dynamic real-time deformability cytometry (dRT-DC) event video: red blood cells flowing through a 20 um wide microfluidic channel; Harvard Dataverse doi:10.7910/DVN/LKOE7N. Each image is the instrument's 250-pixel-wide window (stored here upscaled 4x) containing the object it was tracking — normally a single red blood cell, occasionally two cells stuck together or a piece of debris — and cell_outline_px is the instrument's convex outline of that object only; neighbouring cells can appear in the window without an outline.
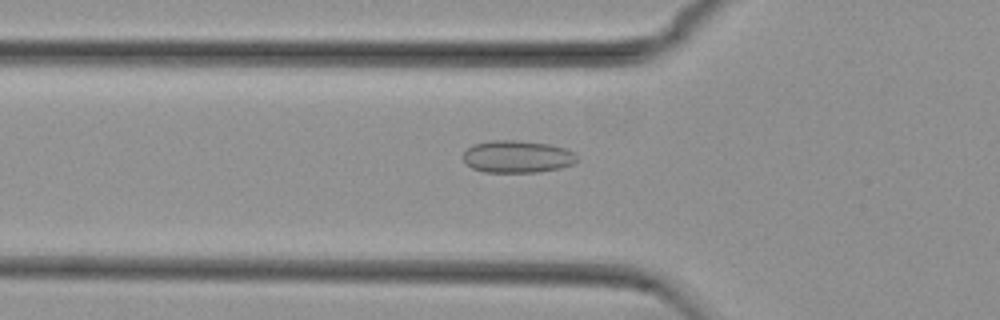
{"species": "common noctule bat (a hibernating species)", "species_latin": "Nyctalus noctula", "temperature_condition": "cold", "stored_images_in_passage": 44, "camera_frame_rate_fps": 3000, "um_per_image_px": 0.085, "animal": {"sex": "female", "body_mass_g": 29.2, "forearm_length_mm": 56.3}, "frame": {"image": 1, "passage_image": 8, "time_ms": 2.333, "image_size_px": [1000, 320], "cell_outline_px": [[576, 160], [572, 164], [560, 168], [536, 172], [484, 172], [472, 168], [464, 160], [464, 152], [472, 144], [492, 140], [516, 140], [548, 144], [564, 148], [572, 152], [576, 156]], "centroid_in_image_um": [43.94, 13.31], "position_along_channel_um": 81.9, "area_um2": 21.21}}
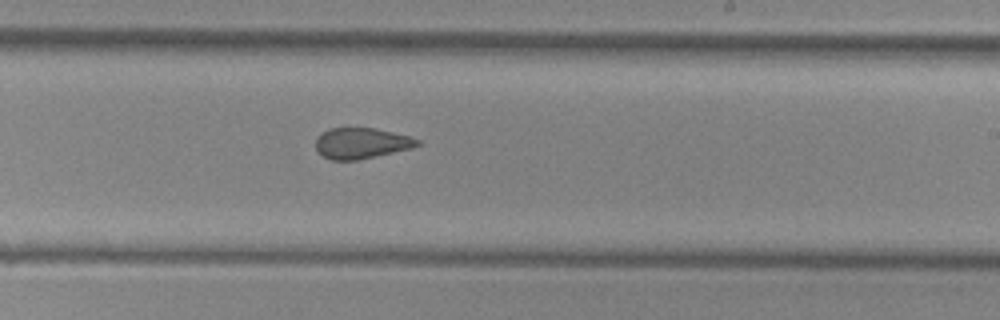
{"frame": {"image": 2, "passage_image": 22, "time_ms": 7.0, "image_size_px": [1000, 320], "cell_outline_px": [[420, 144], [412, 148], [356, 160], [332, 160], [324, 156], [316, 148], [316, 136], [320, 132], [328, 128], [348, 124], [372, 128], [392, 132], [408, 136], [420, 140]], "centroid_in_image_um": [30.65, 12.11], "position_along_channel_um": 258.4, "area_um2": 18.73}}
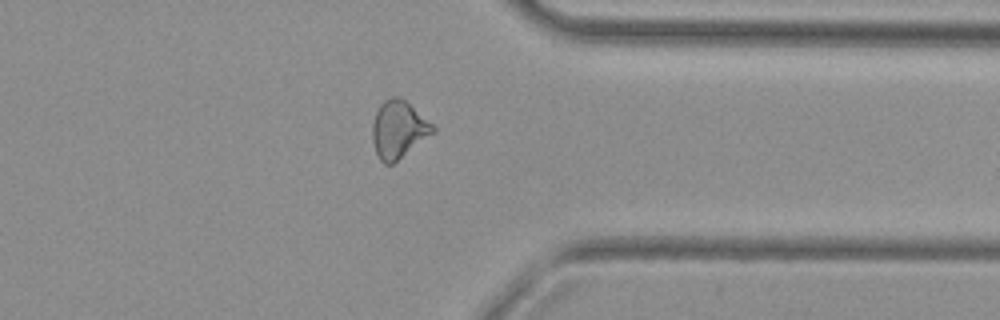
{"frame": {"image": 3, "passage_image": 32, "time_ms": 10.333, "image_size_px": [1000, 320], "cell_outline_px": [[436, 132], [392, 164], [384, 164], [380, 160], [376, 152], [372, 140], [372, 124], [376, 112], [380, 104], [384, 100], [392, 96], [400, 96], [432, 124], [436, 128]], "centroid_in_image_um": [33.86, 11.0], "position_along_channel_um": 377.5, "area_um2": 20.17}, "authors_computed_cell_mechanics": {"area_um2": 19.9121, "velocity_mm_per_s": 3.7669, "shape_relaxation_time_tau1_ms": null, "shape_relaxation_time_tau2_ms": 2.2977, "deformation_change_tau1": null, "deformation_change_tau2": 0.0736}}